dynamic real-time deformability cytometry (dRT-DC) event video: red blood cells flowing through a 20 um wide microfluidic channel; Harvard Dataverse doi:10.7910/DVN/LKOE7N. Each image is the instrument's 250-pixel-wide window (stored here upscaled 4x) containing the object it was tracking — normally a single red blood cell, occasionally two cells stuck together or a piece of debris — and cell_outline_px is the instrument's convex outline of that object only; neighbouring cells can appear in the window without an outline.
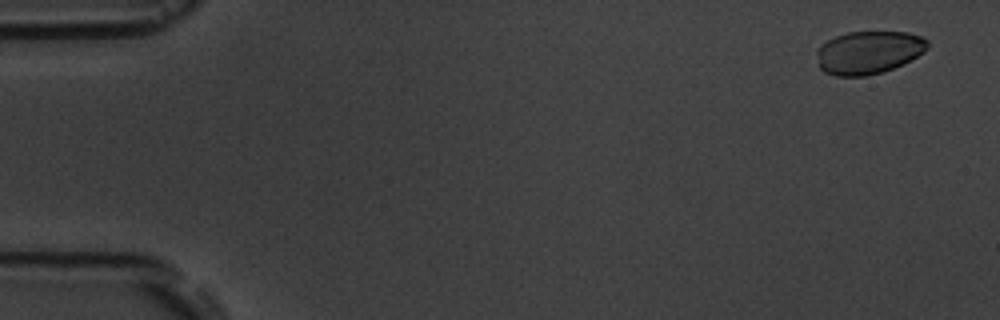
{"species": "common noctule bat (a hibernating species)", "species_latin": "Nyctalus noctula", "temperature_condition": "room temperature", "stored_images_in_passage": 4, "camera_frame_rate_fps": 3000, "um_per_image_px": 0.085, "animal": {"sex": "male", "body_mass_g": 19.5, "forearm_length_mm": 54.6}, "frame": {"image": 1, "passage_image": 1, "time_ms": 0.0, "image_size_px": [1000, 320], "cell_outline_px": [[928, 48], [924, 52], [884, 72], [868, 76], [836, 76], [824, 72], [820, 68], [816, 52], [816, 48], [820, 44], [836, 36], [848, 32], [908, 32], [920, 36], [928, 40]], "centroid_in_image_um": [73.8, 4.45], "position_along_channel_um": 11.2, "area_um2": 27.74}}
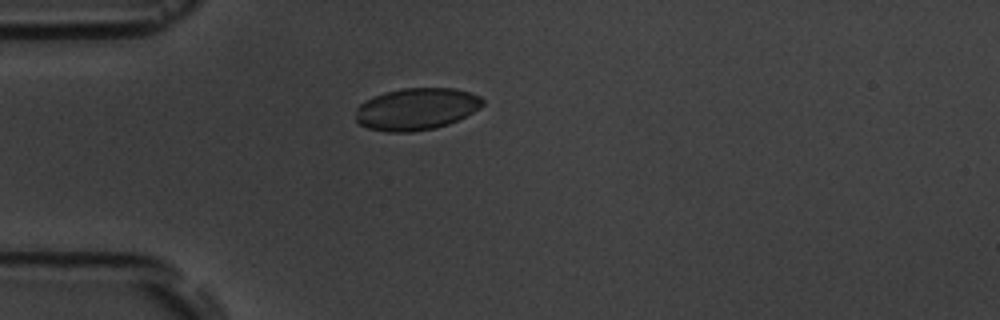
{"frame": {"image": 2, "passage_image": 4, "time_ms": 4.333, "image_size_px": [1000, 320], "cell_outline_px": [[484, 104], [480, 108], [448, 124], [436, 128], [412, 132], [388, 132], [368, 128], [360, 124], [356, 120], [356, 108], [364, 100], [384, 92], [404, 88], [456, 88], [480, 96], [484, 100]], "centroid_in_image_um": [35.38, 9.26], "position_along_channel_um": 49.6, "area_um2": 31.1}}